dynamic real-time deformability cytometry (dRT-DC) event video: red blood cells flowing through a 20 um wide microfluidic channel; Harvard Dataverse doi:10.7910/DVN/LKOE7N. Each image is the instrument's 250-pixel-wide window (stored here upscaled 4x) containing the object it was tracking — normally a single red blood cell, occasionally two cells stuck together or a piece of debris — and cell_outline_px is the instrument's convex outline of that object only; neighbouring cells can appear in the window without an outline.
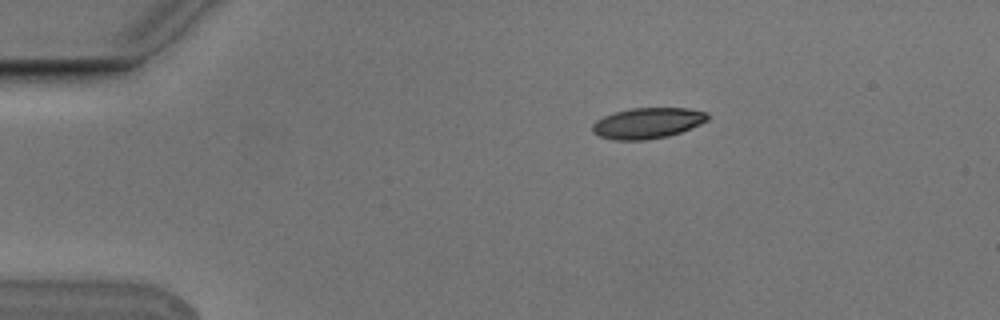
{"species": "Egyptian fruit bat (a non-hibernating species)", "species_latin": "Rousettus aegyptiacus", "temperature_condition": "cold", "stored_images_in_passage": 3, "camera_frame_rate_fps": 3000, "um_per_image_px": 0.085, "animal": {"sex": "male"}, "frame": {"image": 1, "passage_image": 1, "time_ms": 0.0, "image_size_px": [1000, 320], "cell_outline_px": [[708, 120], [700, 124], [680, 132], [668, 136], [644, 140], [616, 140], [600, 136], [592, 132], [592, 124], [596, 120], [604, 116], [616, 112], [632, 108], [688, 108], [704, 112], [708, 116]], "centroid_in_image_um": [55.02, 10.46], "position_along_channel_um": 30.0, "area_um2": 20.46}}